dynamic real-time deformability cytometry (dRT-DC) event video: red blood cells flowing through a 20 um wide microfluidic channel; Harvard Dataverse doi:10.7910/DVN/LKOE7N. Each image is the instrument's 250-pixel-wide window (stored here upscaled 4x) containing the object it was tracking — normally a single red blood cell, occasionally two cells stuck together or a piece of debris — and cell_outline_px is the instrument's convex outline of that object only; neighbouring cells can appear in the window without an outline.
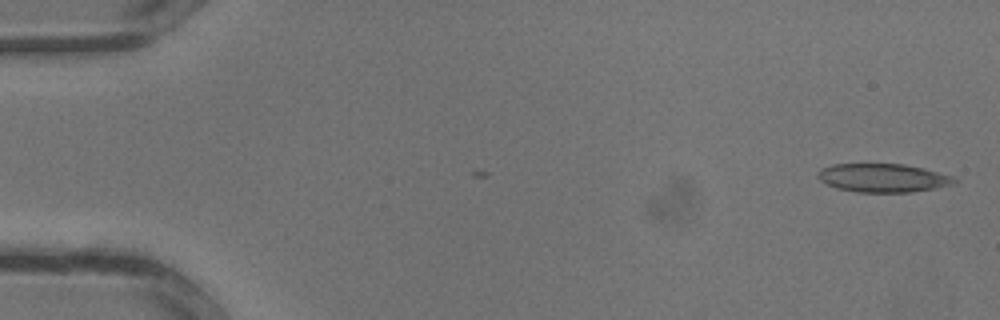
{"species": "common noctule bat (a hibernating species)", "species_latin": "Nyctalus noctula", "temperature_condition": "warm", "stored_images_in_passage": 3, "camera_frame_rate_fps": 3000, "um_per_image_px": 0.085, "animal": {"sex": "male", "body_mass_g": 13.3}, "frame": {"image": 1, "passage_image": 1, "time_ms": 0.0, "image_size_px": [1000, 320], "cell_outline_px": [[960, 180], [956, 184], [936, 188], [912, 192], [856, 192], [836, 188], [820, 180], [816, 176], [816, 172], [820, 168], [832, 164], [904, 164], [924, 168], [952, 176]], "centroid_in_image_um": [75.06, 15.12], "position_along_channel_um": 9.9, "area_um2": 22.95}}